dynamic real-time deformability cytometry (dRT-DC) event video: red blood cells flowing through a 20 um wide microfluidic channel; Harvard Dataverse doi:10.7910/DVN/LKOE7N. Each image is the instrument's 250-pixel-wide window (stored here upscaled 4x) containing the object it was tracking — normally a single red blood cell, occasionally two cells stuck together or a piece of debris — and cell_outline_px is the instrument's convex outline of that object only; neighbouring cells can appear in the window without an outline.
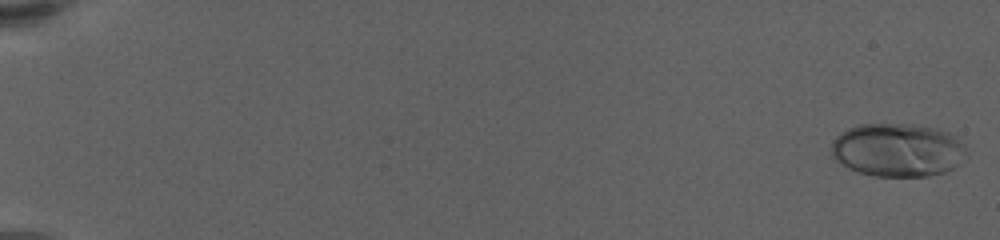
{"species": "human", "species_latin": "Homo sapiens", "temperature_condition": "warm", "stored_images_in_passage": 62, "camera_frame_rate_fps": 3000, "um_per_image_px": 0.085, "donor": {"sex": "female"}, "frame": {"image": 1, "passage_image": 1, "time_ms": 0.0, "image_size_px": [1000, 240], "cell_outline_px": [[968, 156], [952, 168], [944, 172], [928, 176], [876, 176], [860, 172], [848, 168], [840, 164], [832, 156], [832, 140], [836, 136], [848, 128], [860, 124], [912, 124], [936, 128], [948, 132], [956, 136], [964, 144], [968, 152]], "centroid_in_image_um": [76.32, 12.74], "position_along_channel_um": 8.7, "area_um2": 42.31}}
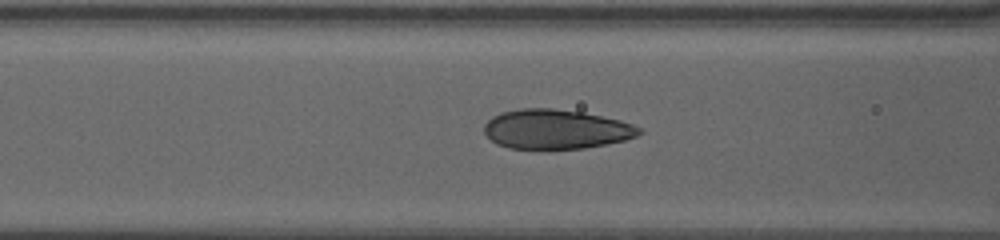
{"frame": {"image": 2, "passage_image": 28, "time_ms": 9.0, "image_size_px": [1000, 240], "cell_outline_px": [[644, 132], [636, 136], [624, 140], [584, 148], [508, 148], [496, 144], [484, 132], [484, 124], [492, 116], [500, 112], [520, 108], [552, 108], [584, 112], [620, 120], [632, 124], [640, 128]], "centroid_in_image_um": [47.24, 10.97], "position_along_channel_um": 119.4, "area_um2": 35.6}}
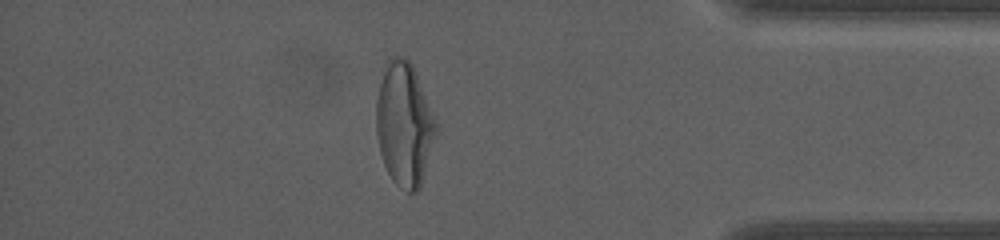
{"frame": {"image": 3, "passage_image": 55, "time_ms": 18.0, "image_size_px": [1000, 240], "cell_outline_px": [[436, 136], [420, 188], [416, 192], [408, 192], [400, 188], [392, 180], [384, 164], [380, 152], [376, 132], [376, 100], [380, 84], [388, 60], [392, 56], [404, 56], [412, 64], [416, 72], [436, 120]], "centroid_in_image_um": [34.36, 10.58], "position_along_channel_um": 400.8, "area_um2": 42.89}, "authors_computed_cell_mechanics": {"area_um2": 36.7897, "velocity_mm_per_s": 3.4148, "shape_relaxation_time_tau1_ms": 5.1039, "shape_relaxation_time_tau2_ms": null, "deformation_change_tau1": 0.2268, "deformation_change_tau2": null}}